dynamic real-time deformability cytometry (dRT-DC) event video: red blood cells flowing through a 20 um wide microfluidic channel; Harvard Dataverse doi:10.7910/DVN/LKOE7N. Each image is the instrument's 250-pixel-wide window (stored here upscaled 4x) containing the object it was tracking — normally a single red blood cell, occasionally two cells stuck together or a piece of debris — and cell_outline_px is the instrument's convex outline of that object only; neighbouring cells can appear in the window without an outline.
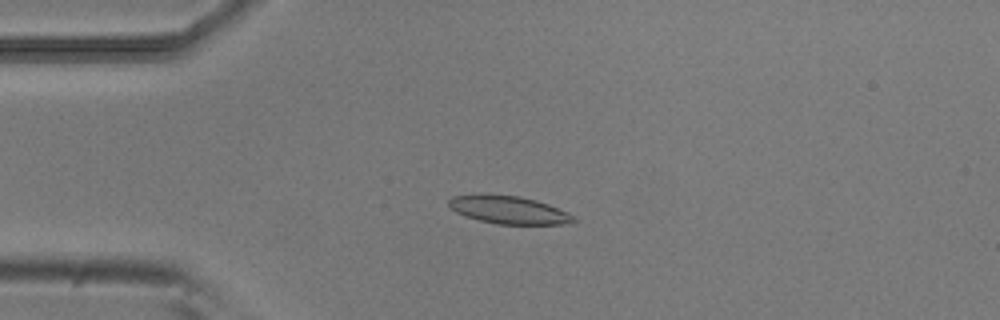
{"species": "common noctule bat (a hibernating species)", "species_latin": "Nyctalus noctula", "temperature_condition": "room temperature", "stored_images_in_passage": 46, "camera_frame_rate_fps": 3000, "um_per_image_px": 0.085, "animal": {"sex": "male", "body_mass_g": 20.5, "forearm_length_mm": 52.5}, "frame": {"image": 1, "passage_image": 6, "time_ms": 1.667, "image_size_px": [1000, 320], "cell_outline_px": [[576, 220], [560, 224], [496, 224], [464, 216], [456, 212], [448, 204], [448, 200], [452, 196], [520, 196], [536, 200], [548, 204], [568, 212], [576, 216]], "centroid_in_image_um": [43.29, 17.87], "position_along_channel_um": 41.7, "area_um2": 19.65}}
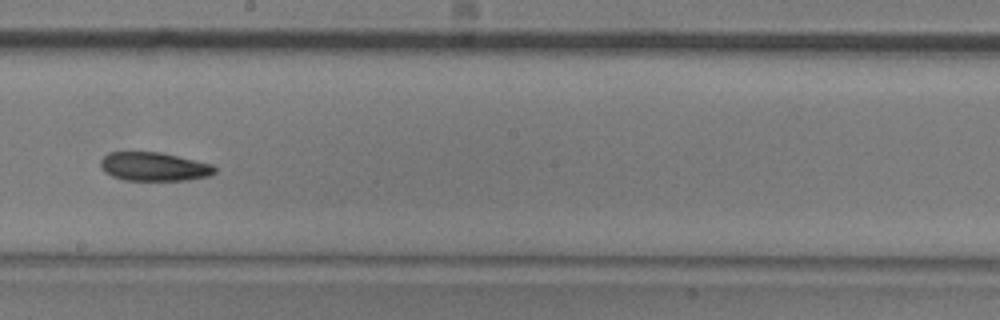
{"frame": {"image": 2, "passage_image": 23, "time_ms": 7.333, "image_size_px": [1000, 320], "cell_outline_px": [[216, 172], [208, 176], [188, 180], [124, 180], [112, 176], [104, 172], [100, 164], [100, 160], [108, 152], [160, 152], [212, 164], [216, 168]], "centroid_in_image_um": [13.07, 14.16], "position_along_channel_um": 235.1, "area_um2": 19.07}}
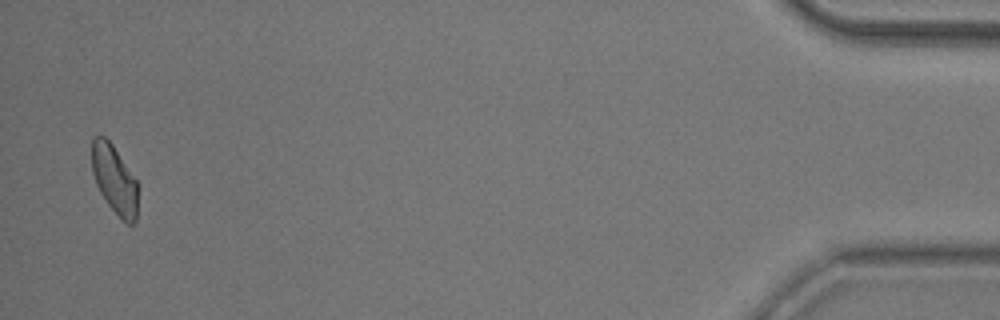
{"frame": {"image": 3, "passage_image": 45, "time_ms": 14.667, "image_size_px": [1000, 320], "cell_outline_px": [[136, 220], [132, 224], [128, 224], [108, 204], [100, 192], [96, 184], [92, 172], [92, 136], [104, 136], [112, 144], [136, 180]], "centroid_in_image_um": [9.69, 15.22], "position_along_channel_um": 425.5, "area_um2": 17.86}, "authors_computed_cell_mechanics": {"area_um2": 19.652, "velocity_mm_per_s": 3.799, "shape_relaxation_time_tau1_ms": 6.1813, "shape_relaxation_time_tau2_ms": null, "deformation_change_tau1": 0.1477, "deformation_change_tau2": null}}